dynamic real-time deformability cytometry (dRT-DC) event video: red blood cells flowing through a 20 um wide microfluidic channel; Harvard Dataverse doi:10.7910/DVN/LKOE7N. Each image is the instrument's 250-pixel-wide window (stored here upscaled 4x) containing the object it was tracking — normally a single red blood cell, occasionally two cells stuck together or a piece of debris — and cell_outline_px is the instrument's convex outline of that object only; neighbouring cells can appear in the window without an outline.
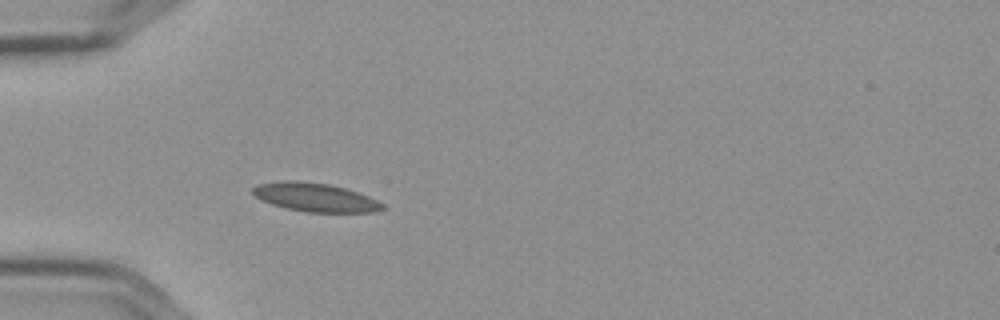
{"species": "Egyptian fruit bat (a non-hibernating species)", "species_latin": "Rousettus aegyptiacus", "temperature_condition": "cold", "stored_images_in_passage": 40, "camera_frame_rate_fps": 3000, "um_per_image_px": 0.085, "frame": {"image": 1, "passage_image": 1, "time_ms": 0.0, "image_size_px": [1000, 320], "cell_outline_px": [[384, 208], [376, 212], [304, 212], [284, 208], [260, 200], [252, 192], [252, 188], [256, 184], [284, 180], [292, 180], [328, 184], [348, 188], [368, 196], [384, 204]], "centroid_in_image_um": [26.77, 16.77], "position_along_channel_um": 58.2, "area_um2": 21.79}}
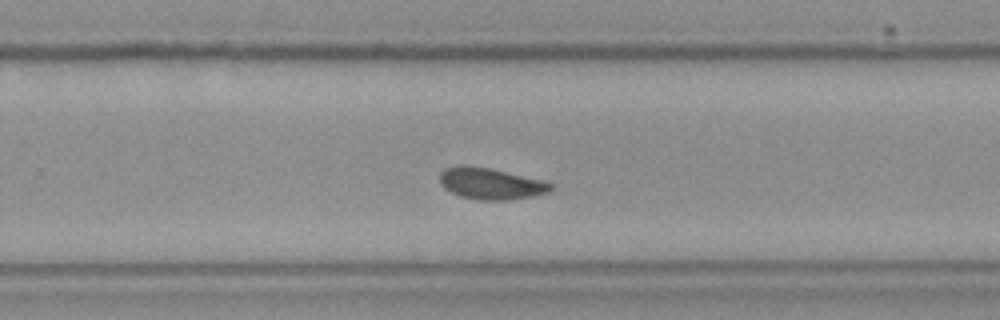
{"frame": {"image": 2, "passage_image": 21, "time_ms": 6.667, "image_size_px": [1000, 320], "cell_outline_px": [[552, 188], [548, 192], [532, 196], [508, 200], [476, 200], [460, 196], [444, 188], [440, 184], [440, 172], [444, 168], [460, 164], [464, 164], [488, 168], [540, 180], [552, 184]], "centroid_in_image_um": [41.63, 15.6], "position_along_channel_um": 288.2, "area_um2": 20.17}}
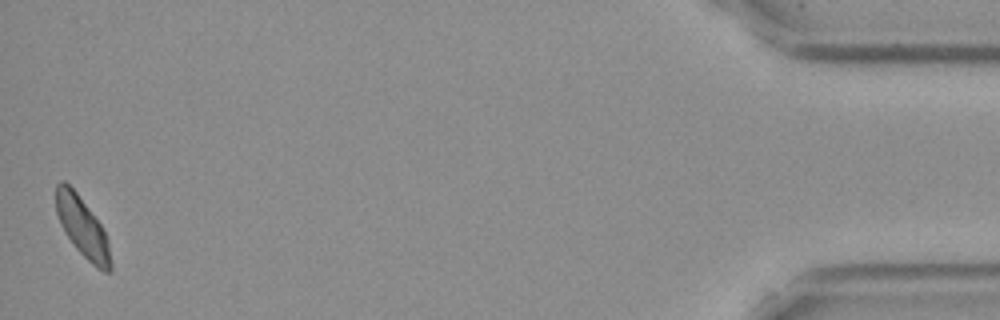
{"frame": {"image": 3, "passage_image": 40, "time_ms": 13.0, "image_size_px": [1000, 320], "cell_outline_px": [[112, 268], [108, 272], [104, 272], [96, 268], [76, 248], [64, 232], [56, 212], [56, 184], [60, 180], [64, 180], [76, 192], [100, 224], [108, 240], [112, 264]], "centroid_in_image_um": [7.01, 19.33], "position_along_channel_um": 428.2, "area_um2": 18.84}, "authors_computed_cell_mechanics": {"area_um2": 20.2011, "velocity_mm_per_s": 3.5583, "shape_relaxation_time_tau1_ms": 5.4632, "shape_relaxation_time_tau2_ms": 1.6797, "deformation_change_tau1": 0.11, "deformation_change_tau2": 0.0553}}